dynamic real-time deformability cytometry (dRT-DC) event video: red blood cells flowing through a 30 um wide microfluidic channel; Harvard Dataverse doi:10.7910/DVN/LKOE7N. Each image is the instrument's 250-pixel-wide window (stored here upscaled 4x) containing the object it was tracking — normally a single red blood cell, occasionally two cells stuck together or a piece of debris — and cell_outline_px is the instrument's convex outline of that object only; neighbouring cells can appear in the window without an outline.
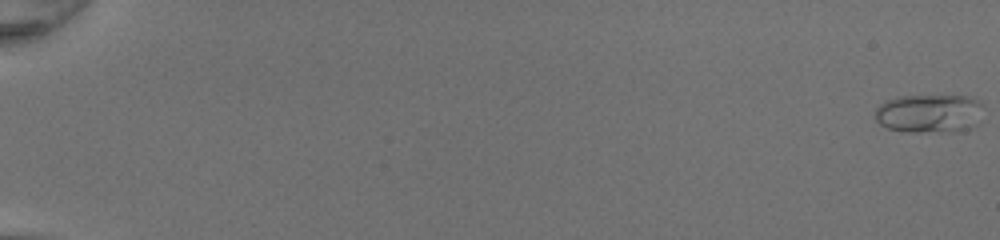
{"species": "common noctule bat (a hibernating species)", "species_latin": "Nyctalus noctula", "temperature_condition": "room temperature", "stored_images_in_passage": 52, "camera_frame_rate_fps": 3000, "um_per_image_px": 0.085, "animal": {"sex": "female", "body_mass_g": 20.0, "forearm_length_mm": 54.0}, "frame": {"image": 1, "passage_image": 1, "time_ms": 0.0, "image_size_px": [1000, 240], "cell_outline_px": [[984, 104], [976, 124], [972, 128], [952, 132], [908, 132], [888, 128], [880, 124], [876, 120], [876, 108], [880, 104], [896, 96], [972, 96]], "centroid_in_image_um": [79.01, 9.64], "position_along_channel_um": 6.0, "area_um2": 24.57}}
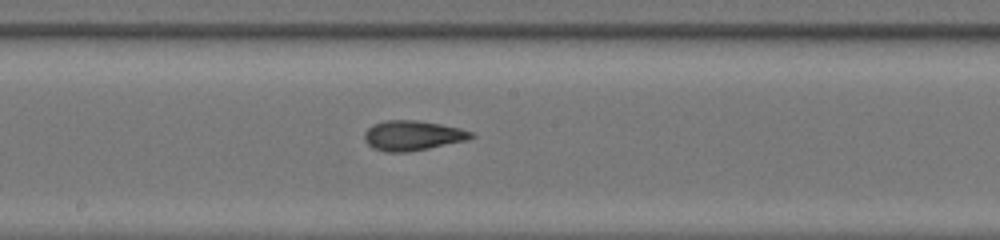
{"frame": {"image": 2, "passage_image": 31, "time_ms": 10.0, "image_size_px": [1000, 240], "cell_outline_px": [[476, 136], [468, 140], [408, 152], [384, 152], [372, 148], [364, 140], [364, 132], [372, 124], [384, 120], [416, 120], [440, 124], [460, 128], [472, 132]], "centroid_in_image_um": [35.04, 11.52], "position_along_channel_um": 213.2, "area_um2": 18.73}}
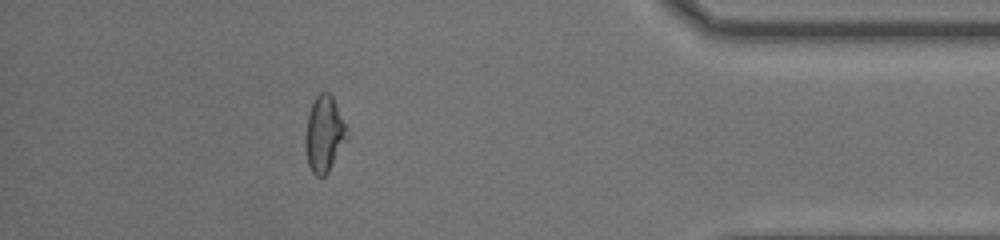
{"frame": {"image": 3, "passage_image": 47, "time_ms": 15.333, "image_size_px": [1000, 240], "cell_outline_px": [[348, 140], [328, 172], [324, 176], [316, 176], [312, 172], [308, 164], [304, 144], [304, 136], [308, 112], [316, 96], [320, 92], [328, 92], [332, 96], [344, 124], [348, 136]], "centroid_in_image_um": [27.53, 11.42], "position_along_channel_um": 407.7, "area_um2": 18.44}, "authors_computed_cell_mechanics": {"area_um2": 18.6983, "velocity_mm_per_s": 4.2807, "shape_relaxation_time_tau1_ms": 4.0314, "shape_relaxation_time_tau2_ms": 1.5017, "deformation_change_tau1": 0.165, "deformation_change_tau2": 0.0997}}